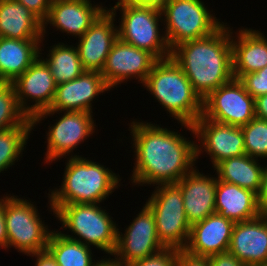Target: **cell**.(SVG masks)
Wrapping results in <instances>:
<instances>
[{
	"label": "cell",
	"mask_w": 267,
	"mask_h": 266,
	"mask_svg": "<svg viewBox=\"0 0 267 266\" xmlns=\"http://www.w3.org/2000/svg\"><path fill=\"white\" fill-rule=\"evenodd\" d=\"M46 250L58 266H97L103 259L97 260L92 247L67 238L57 229L51 233Z\"/></svg>",
	"instance_id": "27"
},
{
	"label": "cell",
	"mask_w": 267,
	"mask_h": 266,
	"mask_svg": "<svg viewBox=\"0 0 267 266\" xmlns=\"http://www.w3.org/2000/svg\"><path fill=\"white\" fill-rule=\"evenodd\" d=\"M261 162L260 159L244 154L225 159L213 169L218 180L236 184L257 194L264 170V164H260Z\"/></svg>",
	"instance_id": "26"
},
{
	"label": "cell",
	"mask_w": 267,
	"mask_h": 266,
	"mask_svg": "<svg viewBox=\"0 0 267 266\" xmlns=\"http://www.w3.org/2000/svg\"><path fill=\"white\" fill-rule=\"evenodd\" d=\"M215 209L217 214L234 223L249 221L262 214L255 192L220 180H217Z\"/></svg>",
	"instance_id": "23"
},
{
	"label": "cell",
	"mask_w": 267,
	"mask_h": 266,
	"mask_svg": "<svg viewBox=\"0 0 267 266\" xmlns=\"http://www.w3.org/2000/svg\"><path fill=\"white\" fill-rule=\"evenodd\" d=\"M245 154L256 159L267 160V120L255 117L241 126ZM265 159V160H264Z\"/></svg>",
	"instance_id": "30"
},
{
	"label": "cell",
	"mask_w": 267,
	"mask_h": 266,
	"mask_svg": "<svg viewBox=\"0 0 267 266\" xmlns=\"http://www.w3.org/2000/svg\"><path fill=\"white\" fill-rule=\"evenodd\" d=\"M108 10L112 14L120 11L121 16L118 19L121 21L118 20L117 25L120 40L150 52L158 60L171 57V49L160 27L164 26L160 8L137 2L117 1Z\"/></svg>",
	"instance_id": "6"
},
{
	"label": "cell",
	"mask_w": 267,
	"mask_h": 266,
	"mask_svg": "<svg viewBox=\"0 0 267 266\" xmlns=\"http://www.w3.org/2000/svg\"><path fill=\"white\" fill-rule=\"evenodd\" d=\"M60 113H62L61 117L56 115V122L49 124L47 128L48 131L45 138L47 140L44 142L47 144V147L45 148L46 152L43 160V163H46V165H50L58 160L60 161L68 156H82L73 153V150H77L78 145L82 142L84 143L96 132V120L94 121L95 118L91 112H57L48 109L36 114L32 118L33 131L45 118L52 117L54 114L60 116Z\"/></svg>",
	"instance_id": "7"
},
{
	"label": "cell",
	"mask_w": 267,
	"mask_h": 266,
	"mask_svg": "<svg viewBox=\"0 0 267 266\" xmlns=\"http://www.w3.org/2000/svg\"><path fill=\"white\" fill-rule=\"evenodd\" d=\"M116 17L105 10L74 44L85 70L102 71L112 45L118 39Z\"/></svg>",
	"instance_id": "17"
},
{
	"label": "cell",
	"mask_w": 267,
	"mask_h": 266,
	"mask_svg": "<svg viewBox=\"0 0 267 266\" xmlns=\"http://www.w3.org/2000/svg\"><path fill=\"white\" fill-rule=\"evenodd\" d=\"M234 222L217 213L191 225L186 250L188 253L210 257L229 250Z\"/></svg>",
	"instance_id": "21"
},
{
	"label": "cell",
	"mask_w": 267,
	"mask_h": 266,
	"mask_svg": "<svg viewBox=\"0 0 267 266\" xmlns=\"http://www.w3.org/2000/svg\"><path fill=\"white\" fill-rule=\"evenodd\" d=\"M254 104L255 99L243 84L233 78L203 100L202 116L218 123L241 127L256 117Z\"/></svg>",
	"instance_id": "12"
},
{
	"label": "cell",
	"mask_w": 267,
	"mask_h": 266,
	"mask_svg": "<svg viewBox=\"0 0 267 266\" xmlns=\"http://www.w3.org/2000/svg\"><path fill=\"white\" fill-rule=\"evenodd\" d=\"M109 214L101 204H67L55 212V217L62 223L60 229L68 231L59 229L64 236L95 247L106 253V258H111L116 247L118 224Z\"/></svg>",
	"instance_id": "5"
},
{
	"label": "cell",
	"mask_w": 267,
	"mask_h": 266,
	"mask_svg": "<svg viewBox=\"0 0 267 266\" xmlns=\"http://www.w3.org/2000/svg\"><path fill=\"white\" fill-rule=\"evenodd\" d=\"M238 80L254 99L267 94V66L256 72L243 74Z\"/></svg>",
	"instance_id": "32"
},
{
	"label": "cell",
	"mask_w": 267,
	"mask_h": 266,
	"mask_svg": "<svg viewBox=\"0 0 267 266\" xmlns=\"http://www.w3.org/2000/svg\"><path fill=\"white\" fill-rule=\"evenodd\" d=\"M178 250L177 248L165 247L153 255L124 266H176Z\"/></svg>",
	"instance_id": "33"
},
{
	"label": "cell",
	"mask_w": 267,
	"mask_h": 266,
	"mask_svg": "<svg viewBox=\"0 0 267 266\" xmlns=\"http://www.w3.org/2000/svg\"><path fill=\"white\" fill-rule=\"evenodd\" d=\"M23 198L10 193L4 200L7 250L14 248L25 255L46 251L53 229L45 224L34 202Z\"/></svg>",
	"instance_id": "9"
},
{
	"label": "cell",
	"mask_w": 267,
	"mask_h": 266,
	"mask_svg": "<svg viewBox=\"0 0 267 266\" xmlns=\"http://www.w3.org/2000/svg\"><path fill=\"white\" fill-rule=\"evenodd\" d=\"M10 194L6 193L3 195V197H0V248L7 250V227H6V221L4 216V200L9 196Z\"/></svg>",
	"instance_id": "38"
},
{
	"label": "cell",
	"mask_w": 267,
	"mask_h": 266,
	"mask_svg": "<svg viewBox=\"0 0 267 266\" xmlns=\"http://www.w3.org/2000/svg\"><path fill=\"white\" fill-rule=\"evenodd\" d=\"M145 205L152 211L158 239L165 247L184 249L190 235L181 189L176 184L153 186Z\"/></svg>",
	"instance_id": "10"
},
{
	"label": "cell",
	"mask_w": 267,
	"mask_h": 266,
	"mask_svg": "<svg viewBox=\"0 0 267 266\" xmlns=\"http://www.w3.org/2000/svg\"><path fill=\"white\" fill-rule=\"evenodd\" d=\"M74 44L58 42L49 48L45 58L41 53L44 51L40 46L39 57L49 67L57 85L74 80L80 76L85 69L83 68L76 46Z\"/></svg>",
	"instance_id": "28"
},
{
	"label": "cell",
	"mask_w": 267,
	"mask_h": 266,
	"mask_svg": "<svg viewBox=\"0 0 267 266\" xmlns=\"http://www.w3.org/2000/svg\"><path fill=\"white\" fill-rule=\"evenodd\" d=\"M180 125L200 142L195 143L197 163L205 152L211 159L212 168L225 159L245 154L243 131L239 126L218 123L202 115L192 125Z\"/></svg>",
	"instance_id": "11"
},
{
	"label": "cell",
	"mask_w": 267,
	"mask_h": 266,
	"mask_svg": "<svg viewBox=\"0 0 267 266\" xmlns=\"http://www.w3.org/2000/svg\"><path fill=\"white\" fill-rule=\"evenodd\" d=\"M171 57L182 68L193 90L204 100L234 78L229 24L224 23L207 37L178 44L171 50Z\"/></svg>",
	"instance_id": "2"
},
{
	"label": "cell",
	"mask_w": 267,
	"mask_h": 266,
	"mask_svg": "<svg viewBox=\"0 0 267 266\" xmlns=\"http://www.w3.org/2000/svg\"><path fill=\"white\" fill-rule=\"evenodd\" d=\"M255 116L267 120V94L255 98Z\"/></svg>",
	"instance_id": "40"
},
{
	"label": "cell",
	"mask_w": 267,
	"mask_h": 266,
	"mask_svg": "<svg viewBox=\"0 0 267 266\" xmlns=\"http://www.w3.org/2000/svg\"><path fill=\"white\" fill-rule=\"evenodd\" d=\"M211 266H246L229 251L208 257Z\"/></svg>",
	"instance_id": "36"
},
{
	"label": "cell",
	"mask_w": 267,
	"mask_h": 266,
	"mask_svg": "<svg viewBox=\"0 0 267 266\" xmlns=\"http://www.w3.org/2000/svg\"><path fill=\"white\" fill-rule=\"evenodd\" d=\"M110 90L112 89L106 84L100 72L85 70L74 80L57 85L53 102L48 110L93 113V100Z\"/></svg>",
	"instance_id": "18"
},
{
	"label": "cell",
	"mask_w": 267,
	"mask_h": 266,
	"mask_svg": "<svg viewBox=\"0 0 267 266\" xmlns=\"http://www.w3.org/2000/svg\"><path fill=\"white\" fill-rule=\"evenodd\" d=\"M60 188L49 189V212L67 204H100L121 185L122 177L99 162L78 157H66Z\"/></svg>",
	"instance_id": "3"
},
{
	"label": "cell",
	"mask_w": 267,
	"mask_h": 266,
	"mask_svg": "<svg viewBox=\"0 0 267 266\" xmlns=\"http://www.w3.org/2000/svg\"><path fill=\"white\" fill-rule=\"evenodd\" d=\"M32 130V119L28 118L18 127L0 131V174L10 170V167L23 157Z\"/></svg>",
	"instance_id": "29"
},
{
	"label": "cell",
	"mask_w": 267,
	"mask_h": 266,
	"mask_svg": "<svg viewBox=\"0 0 267 266\" xmlns=\"http://www.w3.org/2000/svg\"><path fill=\"white\" fill-rule=\"evenodd\" d=\"M11 84L20 109L31 119L50 108L57 88L49 67L40 57Z\"/></svg>",
	"instance_id": "15"
},
{
	"label": "cell",
	"mask_w": 267,
	"mask_h": 266,
	"mask_svg": "<svg viewBox=\"0 0 267 266\" xmlns=\"http://www.w3.org/2000/svg\"><path fill=\"white\" fill-rule=\"evenodd\" d=\"M123 2H137L142 5L154 6L162 8L169 0H117Z\"/></svg>",
	"instance_id": "41"
},
{
	"label": "cell",
	"mask_w": 267,
	"mask_h": 266,
	"mask_svg": "<svg viewBox=\"0 0 267 266\" xmlns=\"http://www.w3.org/2000/svg\"><path fill=\"white\" fill-rule=\"evenodd\" d=\"M228 251L246 266H267V214L235 223Z\"/></svg>",
	"instance_id": "20"
},
{
	"label": "cell",
	"mask_w": 267,
	"mask_h": 266,
	"mask_svg": "<svg viewBox=\"0 0 267 266\" xmlns=\"http://www.w3.org/2000/svg\"><path fill=\"white\" fill-rule=\"evenodd\" d=\"M257 202L260 212L262 214H267V163L264 164L262 180L260 183L259 191L257 193Z\"/></svg>",
	"instance_id": "37"
},
{
	"label": "cell",
	"mask_w": 267,
	"mask_h": 266,
	"mask_svg": "<svg viewBox=\"0 0 267 266\" xmlns=\"http://www.w3.org/2000/svg\"><path fill=\"white\" fill-rule=\"evenodd\" d=\"M27 256L34 257L36 259L35 266H58L55 259L51 254L46 250L37 253H31Z\"/></svg>",
	"instance_id": "39"
},
{
	"label": "cell",
	"mask_w": 267,
	"mask_h": 266,
	"mask_svg": "<svg viewBox=\"0 0 267 266\" xmlns=\"http://www.w3.org/2000/svg\"><path fill=\"white\" fill-rule=\"evenodd\" d=\"M157 61L158 59L150 52L125 43L118 38L112 45L100 73L112 90L130 80H138L143 85Z\"/></svg>",
	"instance_id": "14"
},
{
	"label": "cell",
	"mask_w": 267,
	"mask_h": 266,
	"mask_svg": "<svg viewBox=\"0 0 267 266\" xmlns=\"http://www.w3.org/2000/svg\"><path fill=\"white\" fill-rule=\"evenodd\" d=\"M206 175L195 166L176 185L181 189L184 211L190 225L216 213L215 197L218 177Z\"/></svg>",
	"instance_id": "19"
},
{
	"label": "cell",
	"mask_w": 267,
	"mask_h": 266,
	"mask_svg": "<svg viewBox=\"0 0 267 266\" xmlns=\"http://www.w3.org/2000/svg\"><path fill=\"white\" fill-rule=\"evenodd\" d=\"M202 0H169L162 8L163 30L169 48L207 37L224 22ZM221 21V22H220Z\"/></svg>",
	"instance_id": "8"
},
{
	"label": "cell",
	"mask_w": 267,
	"mask_h": 266,
	"mask_svg": "<svg viewBox=\"0 0 267 266\" xmlns=\"http://www.w3.org/2000/svg\"><path fill=\"white\" fill-rule=\"evenodd\" d=\"M108 7L92 0H52L47 18L42 22V37L49 34L48 24L56 31L80 38Z\"/></svg>",
	"instance_id": "16"
},
{
	"label": "cell",
	"mask_w": 267,
	"mask_h": 266,
	"mask_svg": "<svg viewBox=\"0 0 267 266\" xmlns=\"http://www.w3.org/2000/svg\"><path fill=\"white\" fill-rule=\"evenodd\" d=\"M42 40H20L0 37V82L12 83L39 57Z\"/></svg>",
	"instance_id": "25"
},
{
	"label": "cell",
	"mask_w": 267,
	"mask_h": 266,
	"mask_svg": "<svg viewBox=\"0 0 267 266\" xmlns=\"http://www.w3.org/2000/svg\"><path fill=\"white\" fill-rule=\"evenodd\" d=\"M134 217L124 233L119 226L117 230L116 247L112 254L114 258L111 259L123 266L165 248L158 239L154 215L145 204Z\"/></svg>",
	"instance_id": "13"
},
{
	"label": "cell",
	"mask_w": 267,
	"mask_h": 266,
	"mask_svg": "<svg viewBox=\"0 0 267 266\" xmlns=\"http://www.w3.org/2000/svg\"><path fill=\"white\" fill-rule=\"evenodd\" d=\"M97 266H123V265L116 263L109 257L108 258L105 257L102 259V261H100V263Z\"/></svg>",
	"instance_id": "42"
},
{
	"label": "cell",
	"mask_w": 267,
	"mask_h": 266,
	"mask_svg": "<svg viewBox=\"0 0 267 266\" xmlns=\"http://www.w3.org/2000/svg\"><path fill=\"white\" fill-rule=\"evenodd\" d=\"M132 120L128 124L135 158L129 178L133 186L176 184L195 167L196 141L177 129Z\"/></svg>",
	"instance_id": "1"
},
{
	"label": "cell",
	"mask_w": 267,
	"mask_h": 266,
	"mask_svg": "<svg viewBox=\"0 0 267 266\" xmlns=\"http://www.w3.org/2000/svg\"><path fill=\"white\" fill-rule=\"evenodd\" d=\"M43 24L17 0H0V37L42 40Z\"/></svg>",
	"instance_id": "24"
},
{
	"label": "cell",
	"mask_w": 267,
	"mask_h": 266,
	"mask_svg": "<svg viewBox=\"0 0 267 266\" xmlns=\"http://www.w3.org/2000/svg\"><path fill=\"white\" fill-rule=\"evenodd\" d=\"M28 119L20 109L11 83L0 85V131L22 125Z\"/></svg>",
	"instance_id": "31"
},
{
	"label": "cell",
	"mask_w": 267,
	"mask_h": 266,
	"mask_svg": "<svg viewBox=\"0 0 267 266\" xmlns=\"http://www.w3.org/2000/svg\"><path fill=\"white\" fill-rule=\"evenodd\" d=\"M231 28L233 77L256 72L267 66V36L258 29ZM235 35V36H234Z\"/></svg>",
	"instance_id": "22"
},
{
	"label": "cell",
	"mask_w": 267,
	"mask_h": 266,
	"mask_svg": "<svg viewBox=\"0 0 267 266\" xmlns=\"http://www.w3.org/2000/svg\"><path fill=\"white\" fill-rule=\"evenodd\" d=\"M176 266H211L208 257L196 256L184 249H179Z\"/></svg>",
	"instance_id": "35"
},
{
	"label": "cell",
	"mask_w": 267,
	"mask_h": 266,
	"mask_svg": "<svg viewBox=\"0 0 267 266\" xmlns=\"http://www.w3.org/2000/svg\"><path fill=\"white\" fill-rule=\"evenodd\" d=\"M42 22L47 18L52 0H17Z\"/></svg>",
	"instance_id": "34"
},
{
	"label": "cell",
	"mask_w": 267,
	"mask_h": 266,
	"mask_svg": "<svg viewBox=\"0 0 267 266\" xmlns=\"http://www.w3.org/2000/svg\"><path fill=\"white\" fill-rule=\"evenodd\" d=\"M142 86L178 124L192 125L202 115L203 100L172 57L158 60Z\"/></svg>",
	"instance_id": "4"
}]
</instances>
